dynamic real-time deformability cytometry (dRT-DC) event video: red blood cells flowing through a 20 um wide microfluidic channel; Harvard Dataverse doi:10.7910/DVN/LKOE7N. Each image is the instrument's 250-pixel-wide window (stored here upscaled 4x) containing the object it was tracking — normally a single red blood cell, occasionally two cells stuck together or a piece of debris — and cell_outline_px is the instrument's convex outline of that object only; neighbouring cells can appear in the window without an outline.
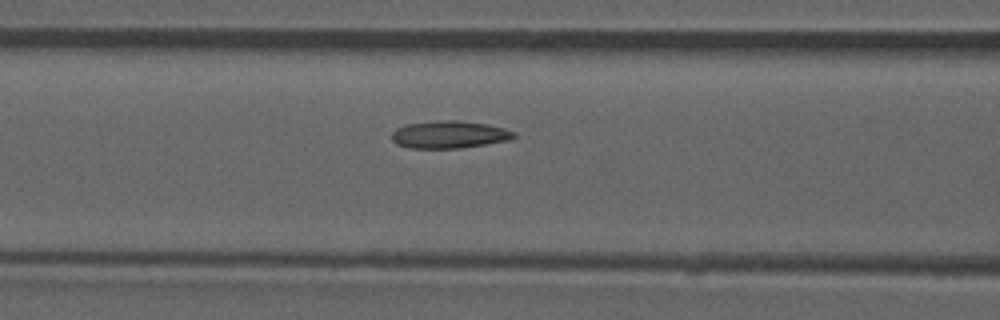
{"species": "common noctule bat (a hibernating species)", "species_latin": "Nyctalus noctula", "temperature_condition": "room temperature", "stored_images_in_passage": 42, "camera_frame_rate_fps": 3000, "um_per_image_px": 0.085, "animal": {"sex": "male", "forearm_length_mm": 52.5}, "frame": {"image": 1, "passage_image": 18, "time_ms": 5.667, "image_size_px": [1000, 320], "cell_outline_px": [[516, 136], [508, 140], [460, 148], [412, 148], [396, 144], [392, 140], [392, 132], [396, 128], [404, 124], [448, 120], [456, 120], [488, 124], [504, 128], [516, 132]], "centroid_in_image_um": [38.18, 11.43], "position_along_channel_um": 128.4, "area_um2": 19.42}, "authors_computed_cell_mechanics": {"area_um2": 19.1029, "velocity_mm_per_s": 3.9368, "shape_relaxation_time_tau1_ms": null, "shape_relaxation_time_tau2_ms": 4.0179, "deformation_change_tau1": null, "deformation_change_tau2": 0.1083}}